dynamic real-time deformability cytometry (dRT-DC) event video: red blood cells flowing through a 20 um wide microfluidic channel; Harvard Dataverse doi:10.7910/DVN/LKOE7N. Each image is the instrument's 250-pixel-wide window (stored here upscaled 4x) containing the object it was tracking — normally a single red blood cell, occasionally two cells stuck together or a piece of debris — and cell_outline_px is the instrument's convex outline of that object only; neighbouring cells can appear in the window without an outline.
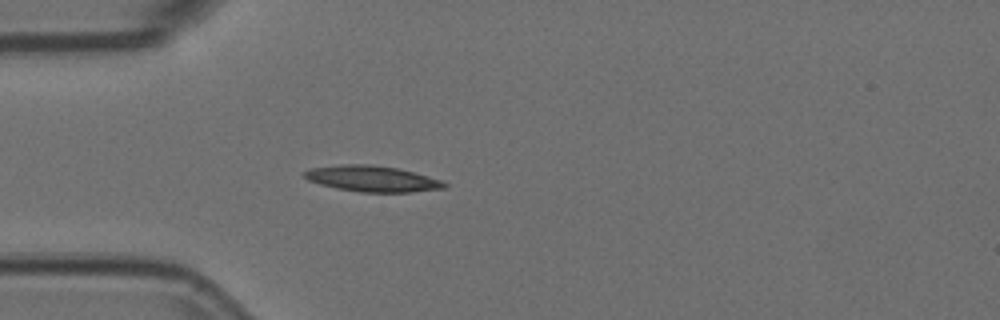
{"species": "Egyptian fruit bat (a non-hibernating species)", "species_latin": "Rousettus aegyptiacus", "temperature_condition": "room temperature", "stored_images_in_passage": 13, "camera_frame_rate_fps": 3000, "um_per_image_px": 0.085, "animal": {"sex": "female"}, "frame": {"image": 1, "passage_image": 9, "time_ms": 2.667, "image_size_px": [1000, 320], "cell_outline_px": [[448, 184], [444, 188], [412, 192], [360, 192], [336, 188], [320, 184], [308, 180], [304, 176], [304, 172], [308, 168], [340, 164], [372, 164], [400, 168], [440, 180]], "centroid_in_image_um": [31.61, 15.18], "position_along_channel_um": 53.4, "area_um2": 21.21}}
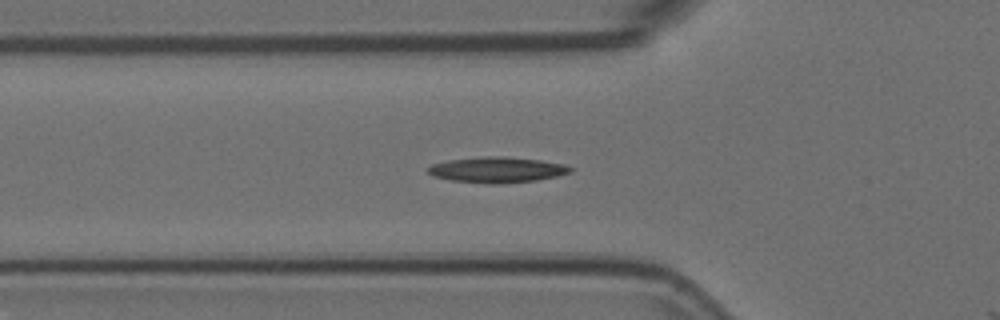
{"frame": {"image": 2, "passage_image": 12, "time_ms": 3.667, "image_size_px": [1000, 320], "cell_outline_px": [[572, 172], [556, 176], [536, 180], [500, 184], [488, 184], [452, 180], [432, 176], [428, 172], [428, 168], [432, 164], [448, 160], [484, 156], [504, 156], [540, 160], [564, 164], [572, 168]], "centroid_in_image_um": [42.24, 14.43], "position_along_channel_um": 83.6, "area_um2": 21.27}}